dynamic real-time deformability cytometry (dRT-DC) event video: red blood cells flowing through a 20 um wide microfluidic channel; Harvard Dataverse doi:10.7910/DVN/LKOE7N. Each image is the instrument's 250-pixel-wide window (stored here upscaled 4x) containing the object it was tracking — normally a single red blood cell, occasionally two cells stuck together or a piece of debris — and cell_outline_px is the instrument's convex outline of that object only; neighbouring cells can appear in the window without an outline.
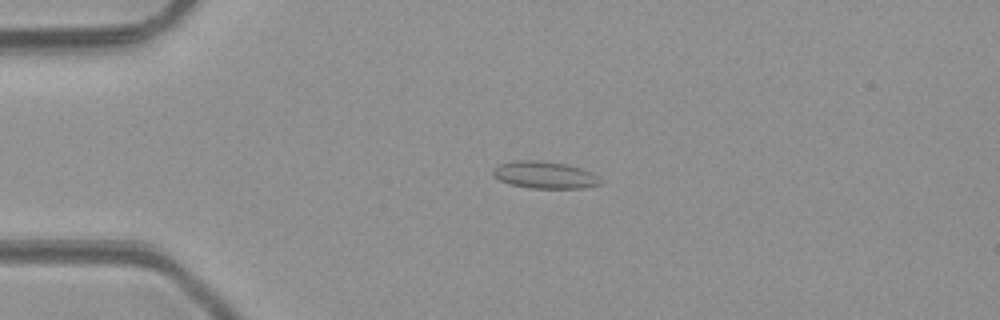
{"species": "common noctule bat (a hibernating species)", "species_latin": "Nyctalus noctula", "temperature_condition": "room temperature", "stored_images_in_passage": 40, "camera_frame_rate_fps": 3000, "um_per_image_px": 0.085, "animal": {"sex": "male", "body_mass_g": 23.1, "forearm_length_mm": 52.7}, "frame": {"image": 1, "passage_image": 10, "time_ms": 3.0, "image_size_px": [1000, 320], "cell_outline_px": [[600, 184], [584, 188], [528, 188], [512, 184], [500, 180], [492, 176], [492, 168], [500, 164], [516, 160], [540, 160], [564, 164], [580, 168], [592, 172], [600, 180]], "centroid_in_image_um": [46.25, 14.87], "position_along_channel_um": 38.7, "area_um2": 16.88}}
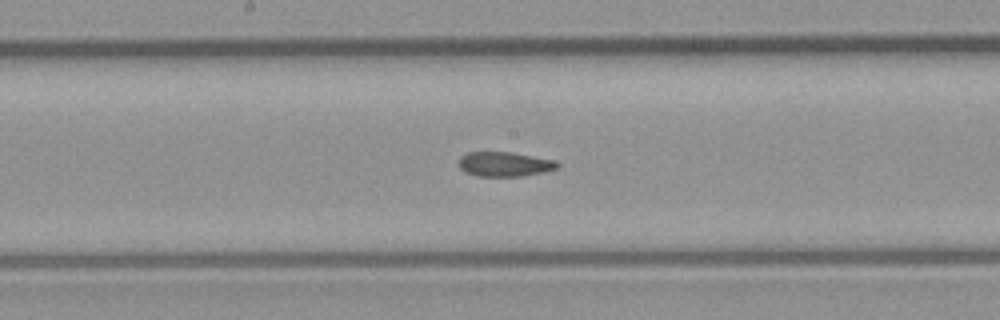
{"frame": {"image": 2, "passage_image": 24, "time_ms": 7.667, "image_size_px": [1000, 320], "cell_outline_px": [[560, 168], [544, 172], [524, 176], [476, 176], [464, 172], [460, 168], [460, 156], [468, 152], [512, 152], [556, 160], [560, 164]], "centroid_in_image_um": [42.93, 13.95], "position_along_channel_um": 205.3, "area_um2": 14.33}}
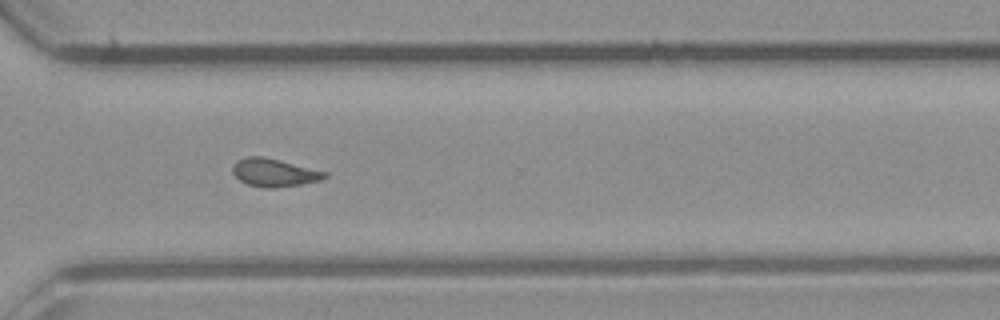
{"frame": {"image": 3, "passage_image": 34, "time_ms": 11.0, "image_size_px": [1000, 320], "cell_outline_px": [[328, 176], [320, 180], [300, 184], [272, 188], [264, 188], [248, 184], [240, 180], [232, 172], [232, 168], [236, 160], [248, 156], [264, 156], [328, 172]], "centroid_in_image_um": [23.3, 14.66], "position_along_channel_um": 347.3, "area_um2": 14.97}, "authors_computed_cell_mechanics": {"area_um2": 15.6638, "velocity_mm_per_s": 4.2757, "shape_relaxation_time_tau1_ms": null, "shape_relaxation_time_tau2_ms": 2.3467, "deformation_change_tau1": null, "deformation_change_tau2": 0.0793}}